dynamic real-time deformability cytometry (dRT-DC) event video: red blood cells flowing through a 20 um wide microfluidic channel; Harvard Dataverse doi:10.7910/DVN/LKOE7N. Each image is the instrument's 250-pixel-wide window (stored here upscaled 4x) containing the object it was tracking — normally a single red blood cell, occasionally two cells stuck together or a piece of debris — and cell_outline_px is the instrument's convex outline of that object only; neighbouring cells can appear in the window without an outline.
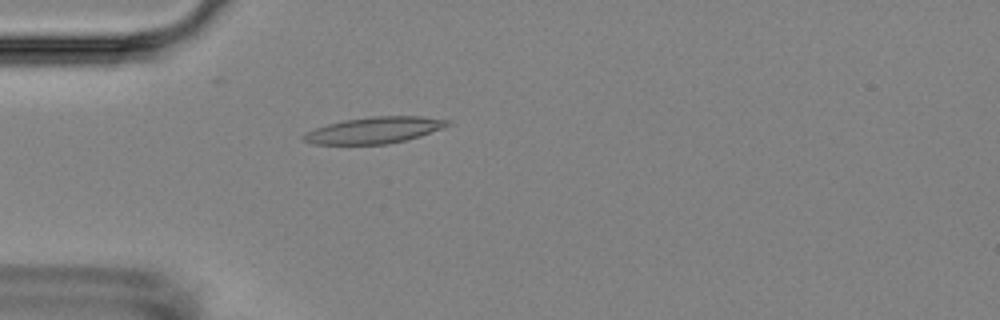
{"species": "Egyptian fruit bat (a non-hibernating species)", "species_latin": "Rousettus aegyptiacus", "temperature_condition": "room temperature", "stored_images_in_passage": 5, "camera_frame_rate_fps": 3000, "um_per_image_px": 0.085, "animal": {"sex": "female"}, "frame": {"image": 1, "passage_image": 5, "time_ms": 4.667, "image_size_px": [1000, 320], "cell_outline_px": [[452, 124], [444, 128], [420, 136], [388, 144], [312, 144], [300, 140], [300, 136], [304, 132], [328, 124], [344, 120], [372, 116], [424, 116], [452, 120]], "centroid_in_image_um": [31.82, 11.06], "position_along_channel_um": 53.2, "area_um2": 22.43}}